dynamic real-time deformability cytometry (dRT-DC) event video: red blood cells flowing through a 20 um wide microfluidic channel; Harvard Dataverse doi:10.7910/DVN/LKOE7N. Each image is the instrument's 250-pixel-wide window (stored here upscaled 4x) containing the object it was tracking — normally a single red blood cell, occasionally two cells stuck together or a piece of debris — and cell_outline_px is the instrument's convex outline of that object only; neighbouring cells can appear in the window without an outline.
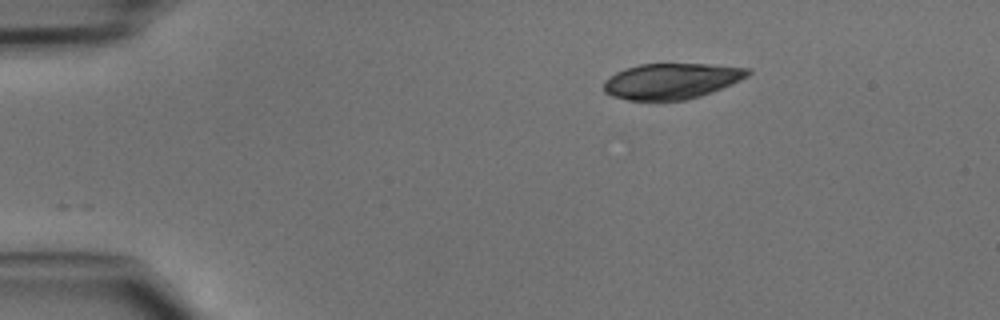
{"species": "common noctule bat (a hibernating species)", "species_latin": "Nyctalus noctula", "temperature_condition": "cold", "stored_images_in_passage": 40, "camera_frame_rate_fps": 3000, "um_per_image_px": 0.085, "animal": {"sex": "male", "body_mass_g": 15.6}, "frame": {"image": 1, "passage_image": 1, "time_ms": 0.0, "image_size_px": [1000, 320], "cell_outline_px": [[752, 72], [748, 76], [732, 84], [712, 92], [700, 96], [684, 100], [628, 100], [612, 96], [604, 92], [604, 80], [616, 72], [624, 68], [640, 64], [708, 64], [752, 68]], "centroid_in_image_um": [57.09, 6.88], "position_along_channel_um": 27.9, "area_um2": 30.11}}
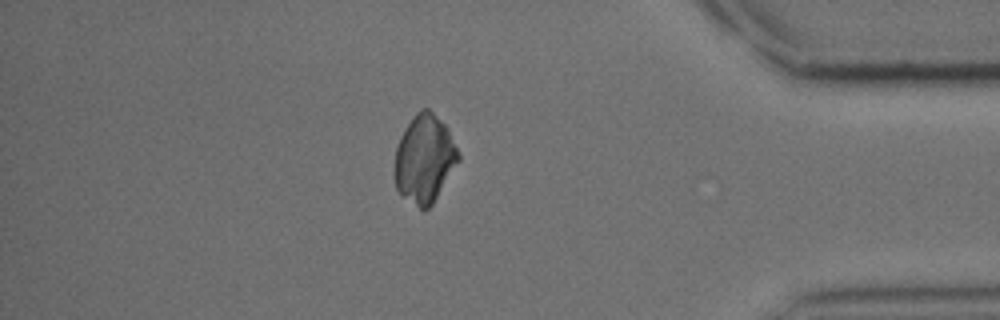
{"frame": {"image": 2, "passage_image": 34, "time_ms": 11.0, "image_size_px": [1000, 320], "cell_outline_px": [[460, 160], [432, 204], [424, 212], [404, 196], [396, 188], [396, 148], [400, 136], [404, 128], [416, 112], [420, 108], [428, 108], [444, 124], [460, 156]], "centroid_in_image_um": [36.08, 13.5], "position_along_channel_um": 399.1, "area_um2": 32.08}}